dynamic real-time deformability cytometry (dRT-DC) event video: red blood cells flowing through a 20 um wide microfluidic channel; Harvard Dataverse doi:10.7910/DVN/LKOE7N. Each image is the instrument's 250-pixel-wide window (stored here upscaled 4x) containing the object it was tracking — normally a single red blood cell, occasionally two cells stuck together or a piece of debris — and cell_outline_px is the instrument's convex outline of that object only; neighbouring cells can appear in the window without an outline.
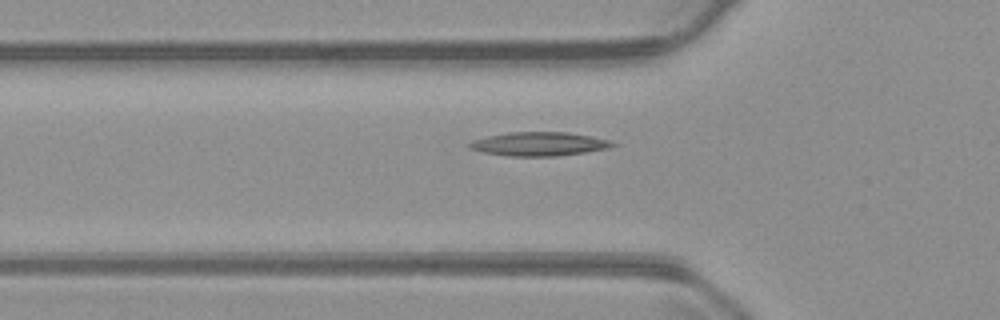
{"species": "common noctule bat (a hibernating species)", "species_latin": "Nyctalus noctula", "temperature_condition": "warm", "stored_images_in_passage": 38, "camera_frame_rate_fps": 3000, "um_per_image_px": 0.085, "animal": {"sex": "male", "body_mass_g": 23.1, "forearm_length_mm": 52.7}, "frame": {"image": 1, "passage_image": 8, "time_ms": 2.333, "image_size_px": [1000, 320], "cell_outline_px": [[620, 144], [608, 148], [584, 152], [556, 156], [508, 156], [484, 152], [472, 148], [464, 144], [472, 140], [488, 136], [508, 132], [568, 132], [592, 136], [608, 140]], "centroid_in_image_um": [45.82, 12.23], "position_along_channel_um": 80.0, "area_um2": 19.83}}
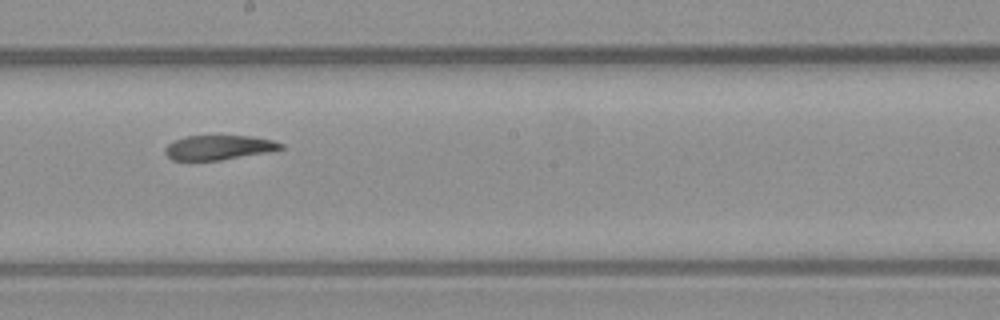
{"frame": {"image": 2, "passage_image": 20, "time_ms": 6.333, "image_size_px": [1000, 320], "cell_outline_px": [[284, 148], [268, 152], [220, 160], [172, 160], [164, 152], [164, 148], [168, 144], [184, 136], [252, 136], [272, 140], [284, 144]], "centroid_in_image_um": [18.59, 12.53], "position_along_channel_um": 229.6, "area_um2": 16.47}}
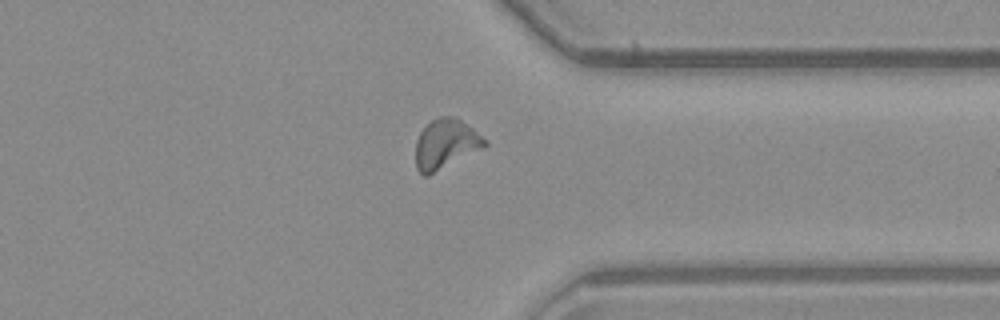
{"frame": {"image": 3, "passage_image": 32, "time_ms": 10.333, "image_size_px": [1000, 320], "cell_outline_px": [[488, 144], [484, 148], [428, 176], [424, 176], [416, 168], [416, 140], [420, 132], [432, 120], [440, 116], [456, 116], [488, 140]], "centroid_in_image_um": [37.9, 12.24], "position_along_channel_um": 373.5, "area_um2": 20.11}, "authors_computed_cell_mechanics": {"area_um2": 18.4382, "velocity_mm_per_s": 3.7223, "shape_relaxation_time_tau1_ms": null, "shape_relaxation_time_tau2_ms": 3.5164, "deformation_change_tau1": null, "deformation_change_tau2": 0.1065}}